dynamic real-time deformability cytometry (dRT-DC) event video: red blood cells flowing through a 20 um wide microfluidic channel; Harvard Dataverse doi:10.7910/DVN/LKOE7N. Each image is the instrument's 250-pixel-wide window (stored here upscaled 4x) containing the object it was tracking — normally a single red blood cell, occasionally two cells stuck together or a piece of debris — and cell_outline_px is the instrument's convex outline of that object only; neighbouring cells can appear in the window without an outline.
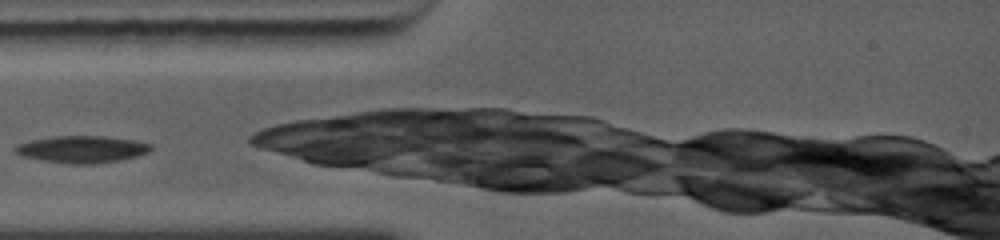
{"species": "common noctule bat (a hibernating species)", "species_latin": "Nyctalus noctula", "temperature_condition": "warm", "stored_images_in_passage": 25, "camera_frame_rate_fps": 5000, "um_per_image_px": 0.085, "animal": {"sex": "female", "body_mass_g": 19.0, "forearm_length_mm": 56.7}, "frame": {"image": 1, "passage_image": 1, "time_ms": 0.0, "image_size_px": [1000, 240], "cell_outline_px": [[152, 148], [148, 152], [136, 156], [120, 160], [92, 164], [68, 164], [40, 160], [24, 156], [16, 152], [12, 148], [16, 144], [32, 140], [56, 136], [104, 136], [132, 140], [152, 144]], "centroid_in_image_um": [6.94, 12.69], "position_along_channel_um": 78.1, "area_um2": 21.27}}